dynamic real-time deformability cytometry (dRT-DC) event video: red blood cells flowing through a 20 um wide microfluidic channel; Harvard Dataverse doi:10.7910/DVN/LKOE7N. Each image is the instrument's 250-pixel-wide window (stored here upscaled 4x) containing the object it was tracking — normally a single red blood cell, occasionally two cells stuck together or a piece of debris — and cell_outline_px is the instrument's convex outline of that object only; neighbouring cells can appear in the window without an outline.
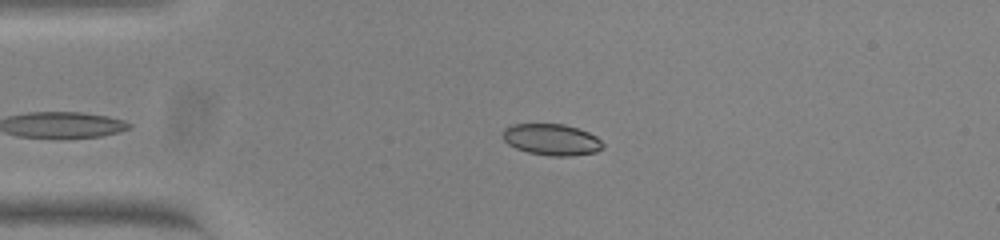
{"species": "common noctule bat (a hibernating species)", "species_latin": "Nyctalus noctula", "temperature_condition": "warm", "stored_images_in_passage": 40, "camera_frame_rate_fps": 3000, "um_per_image_px": 0.085, "animal": {"sex": "female", "body_mass_g": 23.0, "forearm_length_mm": 53.4}, "frame": {"image": 1, "passage_image": 3, "time_ms": 0.667, "image_size_px": [1000, 240], "cell_outline_px": [[604, 148], [596, 152], [568, 156], [548, 156], [528, 152], [516, 148], [508, 144], [504, 140], [504, 128], [512, 124], [564, 124], [588, 132], [596, 136], [604, 144]], "centroid_in_image_um": [46.9, 11.87], "position_along_channel_um": 38.1, "area_um2": 18.26}}
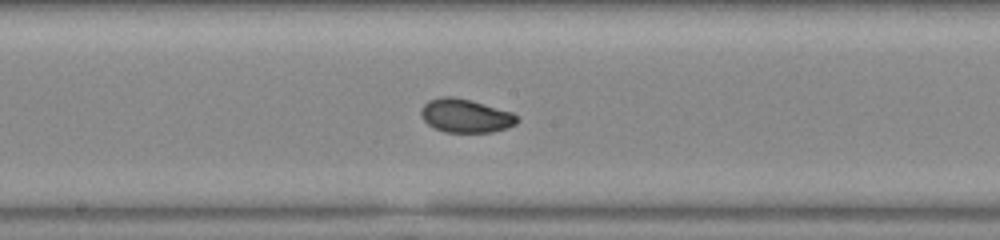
{"frame": {"image": 2, "passage_image": 19, "time_ms": 6.0, "image_size_px": [1000, 240], "cell_outline_px": [[520, 120], [516, 124], [508, 128], [492, 132], [444, 132], [428, 124], [424, 120], [420, 112], [420, 108], [428, 100], [440, 96], [452, 96], [468, 100], [512, 112]], "centroid_in_image_um": [39.56, 9.84], "position_along_channel_um": 208.6, "area_um2": 18.73}}
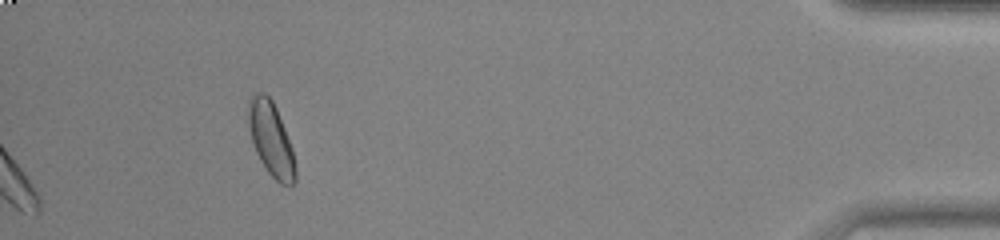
{"frame": {"image": 3, "passage_image": 40, "time_ms": 13.0, "image_size_px": [1000, 240], "cell_outline_px": [[296, 180], [292, 184], [280, 184], [268, 172], [260, 160], [256, 152], [252, 140], [248, 124], [248, 100], [256, 92], [264, 92], [272, 100], [276, 108], [292, 148], [296, 168]], "centroid_in_image_um": [23.03, 11.81], "position_along_channel_um": 412.2, "area_um2": 20.0}, "authors_computed_cell_mechanics": {"area_um2": 18.8139, "velocity_mm_per_s": 3.8165, "shape_relaxation_time_tau1_ms": 6.1885, "shape_relaxation_time_tau2_ms": 1.0523, "deformation_change_tau1": 0.1503, "deformation_change_tau2": 0.04}}